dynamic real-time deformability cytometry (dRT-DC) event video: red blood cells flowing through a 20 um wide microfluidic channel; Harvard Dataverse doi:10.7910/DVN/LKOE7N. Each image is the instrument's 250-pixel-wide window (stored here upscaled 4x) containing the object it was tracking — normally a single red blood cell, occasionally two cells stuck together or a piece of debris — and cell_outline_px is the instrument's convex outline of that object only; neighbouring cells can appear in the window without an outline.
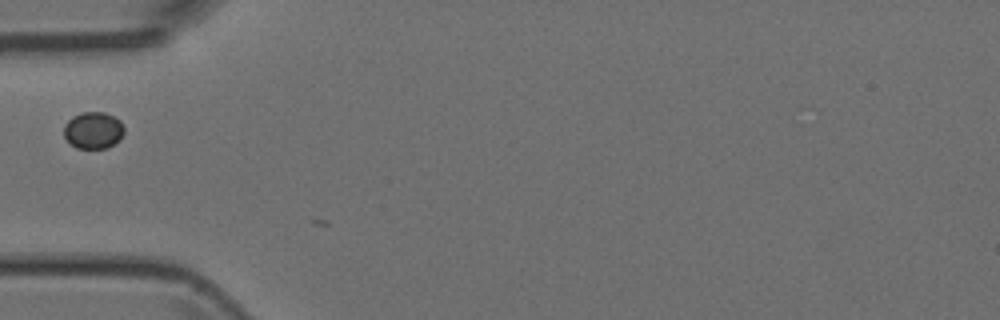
{"species": "Egyptian fruit bat (a non-hibernating species)", "species_latin": "Rousettus aegyptiacus", "temperature_condition": "room temperature", "stored_images_in_passage": 7, "camera_frame_rate_fps": 3000, "um_per_image_px": 0.085, "animal": {"sex": "female"}, "frame": {"image": 1, "passage_image": 1, "time_ms": 0.0, "image_size_px": [1000, 320], "cell_outline_px": [[124, 132], [120, 140], [104, 148], [76, 148], [64, 136], [64, 124], [72, 116], [80, 112], [104, 112], [120, 120], [124, 128]], "centroid_in_image_um": [7.92, 11.06], "position_along_channel_um": 77.1, "area_um2": 12.89}}